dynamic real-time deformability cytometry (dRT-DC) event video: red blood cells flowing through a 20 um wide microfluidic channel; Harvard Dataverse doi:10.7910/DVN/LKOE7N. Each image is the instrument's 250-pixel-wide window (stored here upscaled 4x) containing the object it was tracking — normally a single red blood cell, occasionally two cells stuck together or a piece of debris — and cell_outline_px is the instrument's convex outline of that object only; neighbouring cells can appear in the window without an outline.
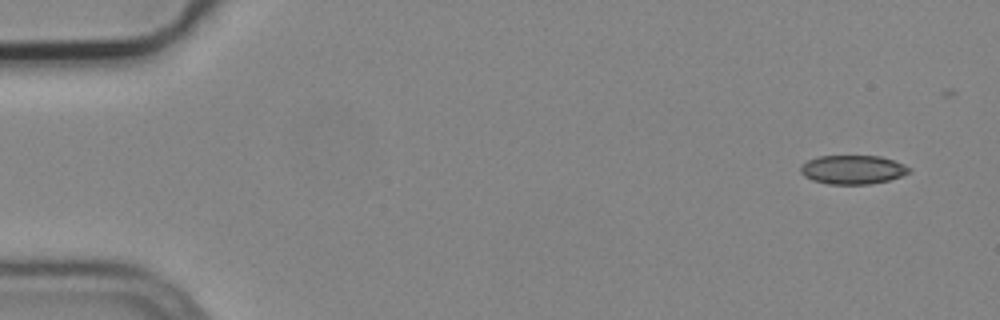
{"species": "common noctule bat (a hibernating species)", "species_latin": "Nyctalus noctula", "temperature_condition": "cold", "stored_images_in_passage": 6, "camera_frame_rate_fps": 3000, "um_per_image_px": 0.085, "animal": {"sex": "male", "body_mass_g": 19.2, "forearm_length_mm": 51.8}, "frame": {"image": 1, "passage_image": 1, "time_ms": 0.0, "image_size_px": [1000, 320], "cell_outline_px": [[912, 172], [888, 180], [868, 184], [828, 184], [812, 180], [804, 176], [800, 172], [800, 168], [808, 160], [820, 156], [880, 156], [904, 164], [912, 168]], "centroid_in_image_um": [72.5, 14.42], "position_along_channel_um": 12.5, "area_um2": 18.21}}
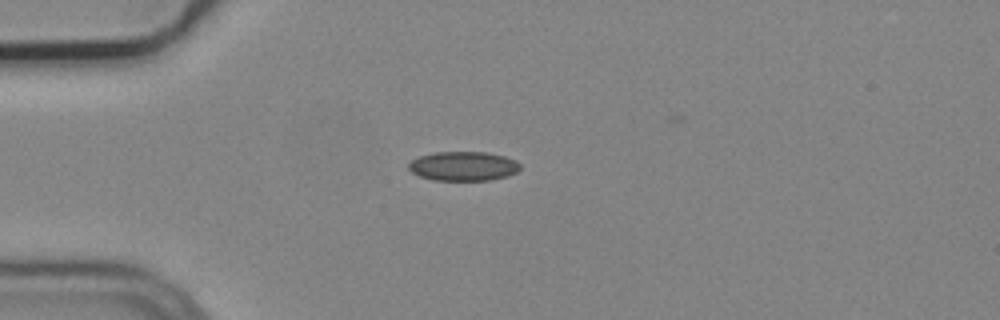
{"frame": {"image": 2, "passage_image": 4, "time_ms": 1.0, "image_size_px": [1000, 320], "cell_outline_px": [[520, 168], [516, 172], [508, 176], [492, 180], [432, 180], [420, 176], [412, 172], [408, 168], [408, 164], [412, 160], [420, 156], [436, 152], [488, 152], [504, 156], [516, 160], [520, 164]], "centroid_in_image_um": [39.4, 14.12], "position_along_channel_um": 45.6, "area_um2": 19.07}}
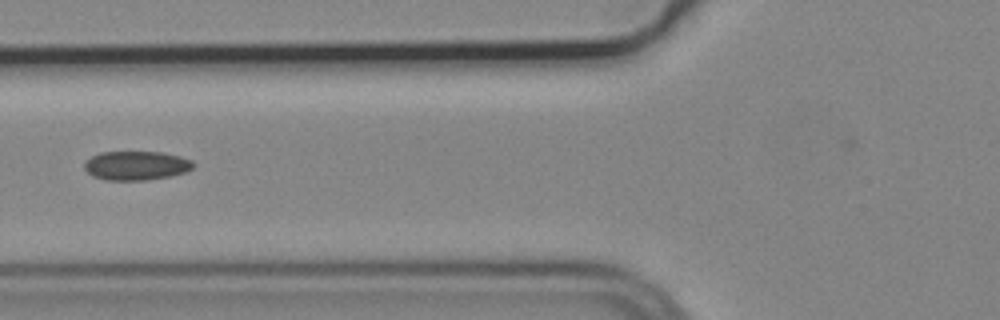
{"frame": {"image": 3, "passage_image": 6, "time_ms": 1.667, "image_size_px": [1000, 320], "cell_outline_px": [[196, 164], [192, 168], [184, 172], [172, 176], [148, 180], [108, 180], [92, 176], [84, 168], [84, 160], [100, 152], [164, 152], [180, 156], [192, 160]], "centroid_in_image_um": [11.59, 14.07], "position_along_channel_um": 114.2, "area_um2": 18.61}}